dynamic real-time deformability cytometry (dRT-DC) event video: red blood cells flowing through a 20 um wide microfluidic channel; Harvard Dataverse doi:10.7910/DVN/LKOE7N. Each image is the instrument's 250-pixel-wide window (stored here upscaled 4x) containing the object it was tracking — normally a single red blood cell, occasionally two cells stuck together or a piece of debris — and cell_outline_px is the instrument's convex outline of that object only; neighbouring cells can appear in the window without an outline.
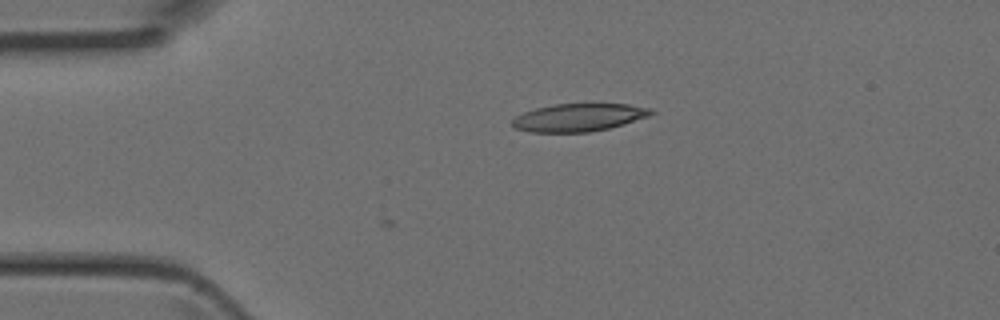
{"species": "Egyptian fruit bat (a non-hibernating species)", "species_latin": "Rousettus aegyptiacus", "temperature_condition": "room temperature", "stored_images_in_passage": 5, "camera_frame_rate_fps": 3000, "um_per_image_px": 0.085, "animal": {"sex": "female"}, "frame": {"image": 1, "passage_image": 3, "time_ms": 0.667, "image_size_px": [1000, 320], "cell_outline_px": [[656, 112], [648, 116], [624, 124], [608, 128], [588, 132], [528, 132], [516, 128], [512, 124], [512, 120], [516, 116], [524, 112], [536, 108], [556, 104], [628, 104], [648, 108]], "centroid_in_image_um": [49.18, 9.98], "position_along_channel_um": 35.8, "area_um2": 22.25}}
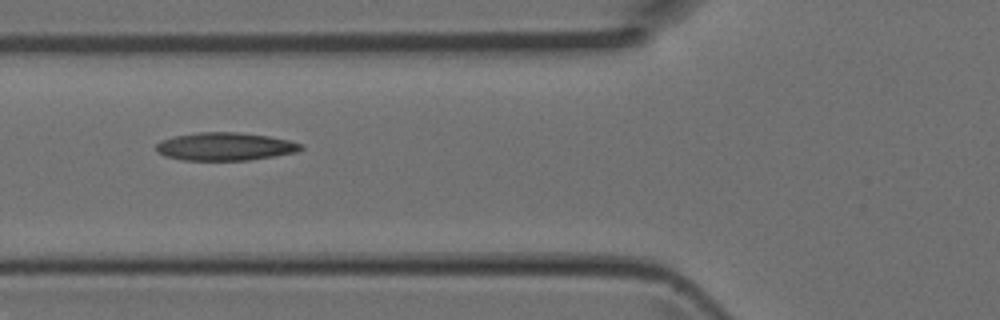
{"frame": {"image": 2, "passage_image": 5, "time_ms": 1.333, "image_size_px": [1000, 320], "cell_outline_px": [[304, 148], [296, 152], [248, 160], [180, 160], [164, 156], [156, 152], [156, 144], [160, 140], [176, 136], [200, 132], [236, 132], [268, 136], [288, 140], [300, 144]], "centroid_in_image_um": [19.07, 12.46], "position_along_channel_um": 106.7, "area_um2": 23.47}}